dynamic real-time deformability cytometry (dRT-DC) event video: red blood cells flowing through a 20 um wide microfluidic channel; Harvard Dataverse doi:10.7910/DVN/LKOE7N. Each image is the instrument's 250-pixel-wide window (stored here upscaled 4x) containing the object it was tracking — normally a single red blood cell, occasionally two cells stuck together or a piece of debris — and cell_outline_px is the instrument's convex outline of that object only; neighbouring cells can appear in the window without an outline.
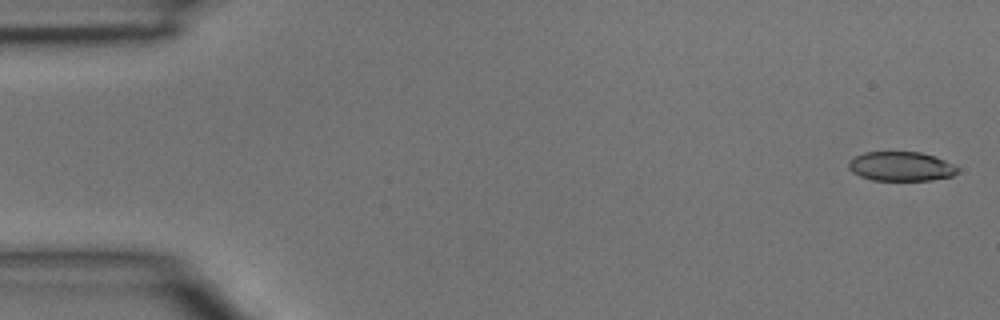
{"species": "common noctule bat (a hibernating species)", "species_latin": "Nyctalus noctula", "temperature_condition": "room temperature", "stored_images_in_passage": 44, "camera_frame_rate_fps": 3000, "um_per_image_px": 0.085, "animal": {"sex": "male", "body_mass_g": 15.6}, "frame": {"image": 1, "passage_image": 1, "time_ms": 0.0, "image_size_px": [1000, 320], "cell_outline_px": [[960, 168], [952, 176], [932, 180], [872, 180], [860, 176], [852, 172], [848, 168], [848, 164], [856, 156], [864, 152], [920, 152], [944, 160]], "centroid_in_image_um": [76.58, 14.15], "position_along_channel_um": 8.4, "area_um2": 18.44}}
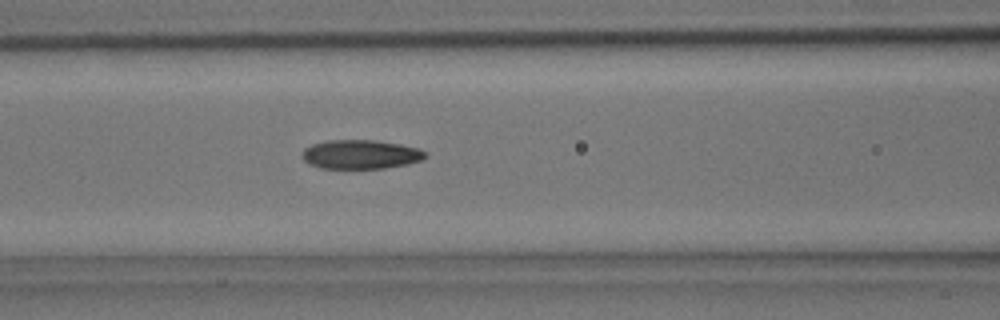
{"frame": {"image": 2, "passage_image": 18, "time_ms": 5.667, "image_size_px": [1000, 320], "cell_outline_px": [[428, 156], [420, 160], [408, 164], [384, 168], [320, 168], [308, 164], [300, 156], [304, 148], [312, 144], [328, 140], [376, 140], [400, 144], [420, 148], [428, 152]], "centroid_in_image_um": [30.66, 13.12], "position_along_channel_um": 135.9, "area_um2": 21.1}}
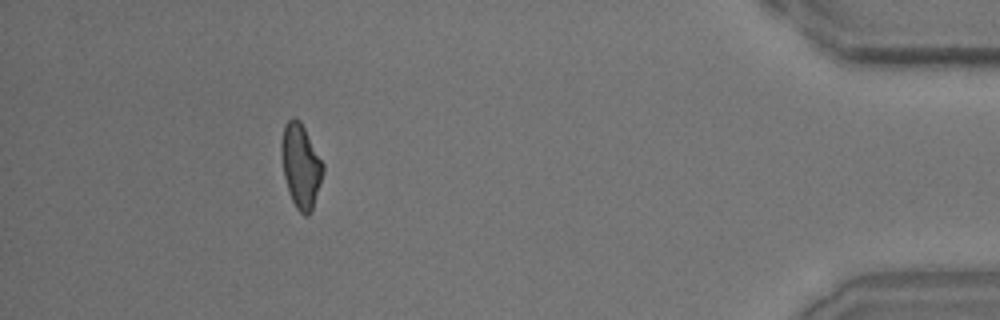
{"frame": {"image": 3, "passage_image": 40, "time_ms": 13.0, "image_size_px": [1000, 320], "cell_outline_px": [[324, 172], [312, 212], [308, 216], [304, 216], [296, 208], [288, 192], [284, 176], [280, 156], [280, 144], [284, 124], [292, 116], [300, 120], [324, 164]], "centroid_in_image_um": [25.55, 14.1], "position_along_channel_um": 409.6, "area_um2": 20.75}}